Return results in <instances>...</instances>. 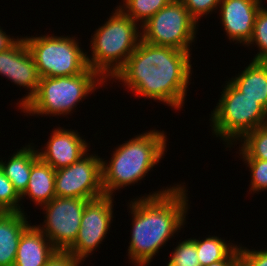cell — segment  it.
Listing matches in <instances>:
<instances>
[{"mask_svg":"<svg viewBox=\"0 0 267 266\" xmlns=\"http://www.w3.org/2000/svg\"><path fill=\"white\" fill-rule=\"evenodd\" d=\"M190 52L153 45L141 39L115 75L137 96L158 100L176 110L184 106L190 76Z\"/></svg>","mask_w":267,"mask_h":266,"instance_id":"cell-1","label":"cell"},{"mask_svg":"<svg viewBox=\"0 0 267 266\" xmlns=\"http://www.w3.org/2000/svg\"><path fill=\"white\" fill-rule=\"evenodd\" d=\"M186 187L182 184L133 199L129 203L132 231L128 257L134 266H147L159 249L181 230L188 212Z\"/></svg>","mask_w":267,"mask_h":266,"instance_id":"cell-2","label":"cell"},{"mask_svg":"<svg viewBox=\"0 0 267 266\" xmlns=\"http://www.w3.org/2000/svg\"><path fill=\"white\" fill-rule=\"evenodd\" d=\"M134 137L115 148L109 164L102 159L105 195L113 196L117 189L143 180L164 156L167 141L164 131L150 130Z\"/></svg>","mask_w":267,"mask_h":266,"instance_id":"cell-3","label":"cell"},{"mask_svg":"<svg viewBox=\"0 0 267 266\" xmlns=\"http://www.w3.org/2000/svg\"><path fill=\"white\" fill-rule=\"evenodd\" d=\"M112 13L108 21L95 31L90 42L92 58L87 56L88 66L104 81L115 77L142 39L139 23L120 9Z\"/></svg>","mask_w":267,"mask_h":266,"instance_id":"cell-4","label":"cell"},{"mask_svg":"<svg viewBox=\"0 0 267 266\" xmlns=\"http://www.w3.org/2000/svg\"><path fill=\"white\" fill-rule=\"evenodd\" d=\"M104 82L90 67L78 75L41 78L36 94L21 111L31 116H66Z\"/></svg>","mask_w":267,"mask_h":266,"instance_id":"cell-5","label":"cell"},{"mask_svg":"<svg viewBox=\"0 0 267 266\" xmlns=\"http://www.w3.org/2000/svg\"><path fill=\"white\" fill-rule=\"evenodd\" d=\"M216 108L211 111L212 133L227 147L246 133L265 125L266 109L227 81ZM236 139V140H235ZM229 145V146H228Z\"/></svg>","mask_w":267,"mask_h":266,"instance_id":"cell-6","label":"cell"},{"mask_svg":"<svg viewBox=\"0 0 267 266\" xmlns=\"http://www.w3.org/2000/svg\"><path fill=\"white\" fill-rule=\"evenodd\" d=\"M24 39L41 78L78 75L89 67L87 52L84 53L74 37L52 34Z\"/></svg>","mask_w":267,"mask_h":266,"instance_id":"cell-7","label":"cell"},{"mask_svg":"<svg viewBox=\"0 0 267 266\" xmlns=\"http://www.w3.org/2000/svg\"><path fill=\"white\" fill-rule=\"evenodd\" d=\"M197 27L198 22L178 0H172L140 26L143 41L187 52L196 38Z\"/></svg>","mask_w":267,"mask_h":266,"instance_id":"cell-8","label":"cell"},{"mask_svg":"<svg viewBox=\"0 0 267 266\" xmlns=\"http://www.w3.org/2000/svg\"><path fill=\"white\" fill-rule=\"evenodd\" d=\"M89 200L55 197L41 206L45 211L43 225L37 228L48 237L57 251L66 252L77 239L82 215Z\"/></svg>","mask_w":267,"mask_h":266,"instance_id":"cell-9","label":"cell"},{"mask_svg":"<svg viewBox=\"0 0 267 266\" xmlns=\"http://www.w3.org/2000/svg\"><path fill=\"white\" fill-rule=\"evenodd\" d=\"M55 195L85 200L105 195L102 187V157L86 153L70 166L55 170Z\"/></svg>","mask_w":267,"mask_h":266,"instance_id":"cell-10","label":"cell"},{"mask_svg":"<svg viewBox=\"0 0 267 266\" xmlns=\"http://www.w3.org/2000/svg\"><path fill=\"white\" fill-rule=\"evenodd\" d=\"M113 201V196L103 195L86 203L77 239L67 253L82 262L101 244L113 221Z\"/></svg>","mask_w":267,"mask_h":266,"instance_id":"cell-11","label":"cell"},{"mask_svg":"<svg viewBox=\"0 0 267 266\" xmlns=\"http://www.w3.org/2000/svg\"><path fill=\"white\" fill-rule=\"evenodd\" d=\"M44 148L45 150H37L38 157L54 170L70 166L89 151L87 142L80 137L77 130L61 127L52 131Z\"/></svg>","mask_w":267,"mask_h":266,"instance_id":"cell-12","label":"cell"},{"mask_svg":"<svg viewBox=\"0 0 267 266\" xmlns=\"http://www.w3.org/2000/svg\"><path fill=\"white\" fill-rule=\"evenodd\" d=\"M262 0H221V21L231 41L246 45L253 34V26ZM221 6V7H220Z\"/></svg>","mask_w":267,"mask_h":266,"instance_id":"cell-13","label":"cell"},{"mask_svg":"<svg viewBox=\"0 0 267 266\" xmlns=\"http://www.w3.org/2000/svg\"><path fill=\"white\" fill-rule=\"evenodd\" d=\"M58 252L36 225H29L22 233L13 266H45Z\"/></svg>","mask_w":267,"mask_h":266,"instance_id":"cell-14","label":"cell"},{"mask_svg":"<svg viewBox=\"0 0 267 266\" xmlns=\"http://www.w3.org/2000/svg\"><path fill=\"white\" fill-rule=\"evenodd\" d=\"M40 75L35 60L26 44L24 38H18L13 44V68L10 81L17 86L28 89L27 96H24L18 103L21 109L37 92Z\"/></svg>","mask_w":267,"mask_h":266,"instance_id":"cell-15","label":"cell"},{"mask_svg":"<svg viewBox=\"0 0 267 266\" xmlns=\"http://www.w3.org/2000/svg\"><path fill=\"white\" fill-rule=\"evenodd\" d=\"M25 212L0 214V266H13L23 231L30 225Z\"/></svg>","mask_w":267,"mask_h":266,"instance_id":"cell-16","label":"cell"},{"mask_svg":"<svg viewBox=\"0 0 267 266\" xmlns=\"http://www.w3.org/2000/svg\"><path fill=\"white\" fill-rule=\"evenodd\" d=\"M229 82L267 110V61H253Z\"/></svg>","mask_w":267,"mask_h":266,"instance_id":"cell-17","label":"cell"},{"mask_svg":"<svg viewBox=\"0 0 267 266\" xmlns=\"http://www.w3.org/2000/svg\"><path fill=\"white\" fill-rule=\"evenodd\" d=\"M34 149L29 144L13 153L7 162L0 160V168L20 196L28 186L32 166L39 160L37 149Z\"/></svg>","mask_w":267,"mask_h":266,"instance_id":"cell-18","label":"cell"},{"mask_svg":"<svg viewBox=\"0 0 267 266\" xmlns=\"http://www.w3.org/2000/svg\"><path fill=\"white\" fill-rule=\"evenodd\" d=\"M36 205L49 203L55 195V170L40 159L32 166L29 183L21 199L26 197Z\"/></svg>","mask_w":267,"mask_h":266,"instance_id":"cell-19","label":"cell"},{"mask_svg":"<svg viewBox=\"0 0 267 266\" xmlns=\"http://www.w3.org/2000/svg\"><path fill=\"white\" fill-rule=\"evenodd\" d=\"M195 245L201 266L223 260L237 246L226 243L222 238L210 235L203 240L195 238Z\"/></svg>","mask_w":267,"mask_h":266,"instance_id":"cell-20","label":"cell"},{"mask_svg":"<svg viewBox=\"0 0 267 266\" xmlns=\"http://www.w3.org/2000/svg\"><path fill=\"white\" fill-rule=\"evenodd\" d=\"M172 0H127L117 6L126 16L134 22L140 21L141 26L154 16L160 9L168 5Z\"/></svg>","mask_w":267,"mask_h":266,"instance_id":"cell-21","label":"cell"},{"mask_svg":"<svg viewBox=\"0 0 267 266\" xmlns=\"http://www.w3.org/2000/svg\"><path fill=\"white\" fill-rule=\"evenodd\" d=\"M242 159L267 160V126H260L246 133L241 139Z\"/></svg>","mask_w":267,"mask_h":266,"instance_id":"cell-22","label":"cell"},{"mask_svg":"<svg viewBox=\"0 0 267 266\" xmlns=\"http://www.w3.org/2000/svg\"><path fill=\"white\" fill-rule=\"evenodd\" d=\"M251 44H255L259 48L253 61H267V8L263 5L258 10L252 37L246 45L250 46Z\"/></svg>","mask_w":267,"mask_h":266,"instance_id":"cell-23","label":"cell"},{"mask_svg":"<svg viewBox=\"0 0 267 266\" xmlns=\"http://www.w3.org/2000/svg\"><path fill=\"white\" fill-rule=\"evenodd\" d=\"M21 196L0 168V209L3 212H24L19 205Z\"/></svg>","mask_w":267,"mask_h":266,"instance_id":"cell-24","label":"cell"},{"mask_svg":"<svg viewBox=\"0 0 267 266\" xmlns=\"http://www.w3.org/2000/svg\"><path fill=\"white\" fill-rule=\"evenodd\" d=\"M179 243L174 248V251H172L170 261L180 266H201L197 255L195 239L188 238Z\"/></svg>","mask_w":267,"mask_h":266,"instance_id":"cell-25","label":"cell"},{"mask_svg":"<svg viewBox=\"0 0 267 266\" xmlns=\"http://www.w3.org/2000/svg\"><path fill=\"white\" fill-rule=\"evenodd\" d=\"M251 170L250 191L257 193L267 190V160L243 159ZM257 191V192H256Z\"/></svg>","mask_w":267,"mask_h":266,"instance_id":"cell-26","label":"cell"},{"mask_svg":"<svg viewBox=\"0 0 267 266\" xmlns=\"http://www.w3.org/2000/svg\"><path fill=\"white\" fill-rule=\"evenodd\" d=\"M184 4L189 14L199 22L200 18L218 9L221 0H178Z\"/></svg>","mask_w":267,"mask_h":266,"instance_id":"cell-27","label":"cell"},{"mask_svg":"<svg viewBox=\"0 0 267 266\" xmlns=\"http://www.w3.org/2000/svg\"><path fill=\"white\" fill-rule=\"evenodd\" d=\"M240 266H267V249L250 250L239 245Z\"/></svg>","mask_w":267,"mask_h":266,"instance_id":"cell-28","label":"cell"},{"mask_svg":"<svg viewBox=\"0 0 267 266\" xmlns=\"http://www.w3.org/2000/svg\"><path fill=\"white\" fill-rule=\"evenodd\" d=\"M80 263L81 261L77 260L73 255L58 251L45 266H79Z\"/></svg>","mask_w":267,"mask_h":266,"instance_id":"cell-29","label":"cell"},{"mask_svg":"<svg viewBox=\"0 0 267 266\" xmlns=\"http://www.w3.org/2000/svg\"><path fill=\"white\" fill-rule=\"evenodd\" d=\"M13 68V45L0 52V75L5 76L8 80L11 79Z\"/></svg>","mask_w":267,"mask_h":266,"instance_id":"cell-30","label":"cell"},{"mask_svg":"<svg viewBox=\"0 0 267 266\" xmlns=\"http://www.w3.org/2000/svg\"><path fill=\"white\" fill-rule=\"evenodd\" d=\"M207 266H240L239 246H236L223 260Z\"/></svg>","mask_w":267,"mask_h":266,"instance_id":"cell-31","label":"cell"},{"mask_svg":"<svg viewBox=\"0 0 267 266\" xmlns=\"http://www.w3.org/2000/svg\"><path fill=\"white\" fill-rule=\"evenodd\" d=\"M17 40L18 38L15 39L13 36L11 38L10 35H7L0 27V52L9 49Z\"/></svg>","mask_w":267,"mask_h":266,"instance_id":"cell-32","label":"cell"},{"mask_svg":"<svg viewBox=\"0 0 267 266\" xmlns=\"http://www.w3.org/2000/svg\"><path fill=\"white\" fill-rule=\"evenodd\" d=\"M167 266H180V265L175 264V263L172 262V261H169L168 264H167Z\"/></svg>","mask_w":267,"mask_h":266,"instance_id":"cell-33","label":"cell"},{"mask_svg":"<svg viewBox=\"0 0 267 266\" xmlns=\"http://www.w3.org/2000/svg\"><path fill=\"white\" fill-rule=\"evenodd\" d=\"M265 125L267 126V110H266V120H265Z\"/></svg>","mask_w":267,"mask_h":266,"instance_id":"cell-34","label":"cell"}]
</instances>
